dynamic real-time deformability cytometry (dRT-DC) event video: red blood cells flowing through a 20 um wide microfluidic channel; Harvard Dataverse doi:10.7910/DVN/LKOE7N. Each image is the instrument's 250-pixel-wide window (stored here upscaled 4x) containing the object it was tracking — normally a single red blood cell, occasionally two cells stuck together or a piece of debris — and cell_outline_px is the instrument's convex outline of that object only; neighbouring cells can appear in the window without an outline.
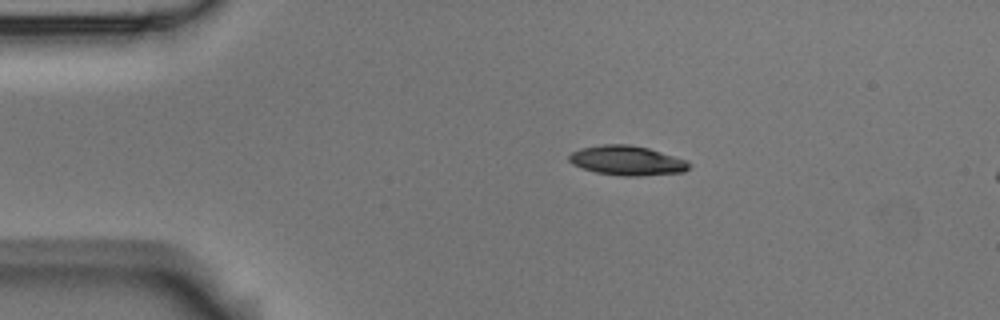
{"species": "Egyptian fruit bat (a non-hibernating species)", "species_latin": "Rousettus aegyptiacus", "temperature_condition": "room temperature", "stored_images_in_passage": 3, "camera_frame_rate_fps": 3000, "um_per_image_px": 0.085, "animal": {"sex": "male"}, "frame": {"image": 1, "passage_image": 1, "time_ms": 0.0, "image_size_px": [1000, 320], "cell_outline_px": [[692, 164], [684, 172], [640, 176], [620, 176], [596, 172], [572, 164], [568, 160], [568, 156], [572, 152], [580, 148], [604, 144], [628, 144], [648, 148], [688, 160]], "centroid_in_image_um": [53.32, 13.65], "position_along_channel_um": 31.7, "area_um2": 20.75}}